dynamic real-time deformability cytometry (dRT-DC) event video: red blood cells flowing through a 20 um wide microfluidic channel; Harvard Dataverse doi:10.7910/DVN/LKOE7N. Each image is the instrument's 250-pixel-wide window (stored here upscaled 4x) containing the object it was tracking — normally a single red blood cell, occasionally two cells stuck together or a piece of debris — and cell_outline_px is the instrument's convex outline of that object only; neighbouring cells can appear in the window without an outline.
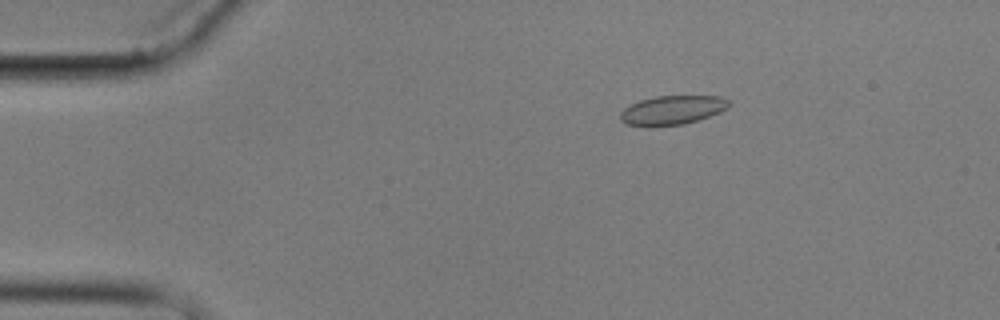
{"species": "common noctule bat (a hibernating species)", "species_latin": "Nyctalus noctula", "temperature_condition": "cold", "stored_images_in_passage": 3, "camera_frame_rate_fps": 3000, "um_per_image_px": 0.085, "animal": {"sex": "male", "body_mass_g": 17.9}, "frame": {"image": 1, "passage_image": 1, "time_ms": 0.0, "image_size_px": [1000, 320], "cell_outline_px": [[732, 104], [728, 108], [720, 112], [684, 124], [648, 128], [624, 124], [620, 120], [620, 112], [624, 108], [640, 100], [656, 96], [720, 96], [732, 100]], "centroid_in_image_um": [57.13, 9.38], "position_along_channel_um": 27.9, "area_um2": 18.84}}